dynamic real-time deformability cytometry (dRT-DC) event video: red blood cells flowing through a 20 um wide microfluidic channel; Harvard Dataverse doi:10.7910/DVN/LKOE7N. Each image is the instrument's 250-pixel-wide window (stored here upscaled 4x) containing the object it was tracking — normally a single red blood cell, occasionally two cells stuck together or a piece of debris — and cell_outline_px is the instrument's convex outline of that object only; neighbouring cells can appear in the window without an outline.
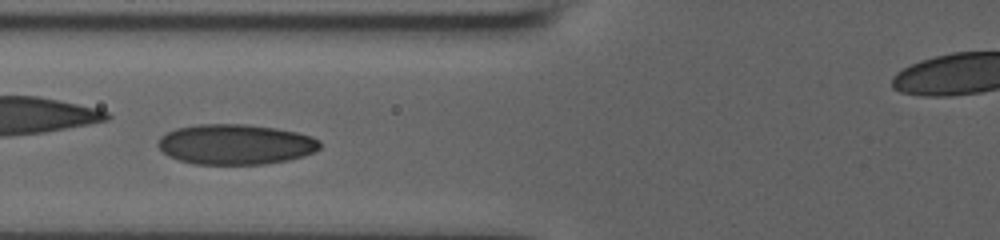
{"species": "human", "species_latin": "Homo sapiens", "temperature_condition": "room temperature", "stored_images_in_passage": 32, "camera_frame_rate_fps": 3000, "um_per_image_px": 0.085, "donor": {"sex": "male"}, "frame": {"image": 1, "passage_image": 10, "time_ms": 3.0, "image_size_px": [1000, 240], "cell_outline_px": [[320, 148], [304, 156], [288, 160], [264, 164], [196, 164], [180, 160], [168, 156], [156, 144], [160, 136], [176, 128], [196, 124], [244, 124], [276, 128], [296, 132], [312, 136], [320, 140]], "centroid_in_image_um": [20.01, 12.26], "position_along_channel_um": 105.8, "area_um2": 38.03}}
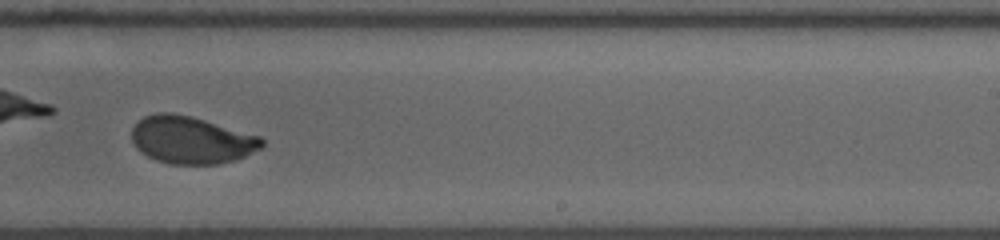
{"frame": {"image": 2, "passage_image": 23, "time_ms": 7.333, "image_size_px": [1000, 240], "cell_outline_px": [[264, 144], [260, 148], [236, 160], [220, 164], [168, 164], [156, 160], [140, 152], [136, 148], [132, 140], [132, 128], [144, 116], [156, 112], [172, 112], [192, 116], [260, 136], [264, 140]], "centroid_in_image_um": [16.25, 11.9], "position_along_channel_um": 272.8, "area_um2": 36.07}, "authors_computed_cell_mechanics": {"area_um2": 36.703, "velocity_mm_per_s": 3.8601, "shape_relaxation_time_tau1_ms": 5.8643, "shape_relaxation_time_tau2_ms": null, "deformation_change_tau1": 0.1872, "deformation_change_tau2": null}}